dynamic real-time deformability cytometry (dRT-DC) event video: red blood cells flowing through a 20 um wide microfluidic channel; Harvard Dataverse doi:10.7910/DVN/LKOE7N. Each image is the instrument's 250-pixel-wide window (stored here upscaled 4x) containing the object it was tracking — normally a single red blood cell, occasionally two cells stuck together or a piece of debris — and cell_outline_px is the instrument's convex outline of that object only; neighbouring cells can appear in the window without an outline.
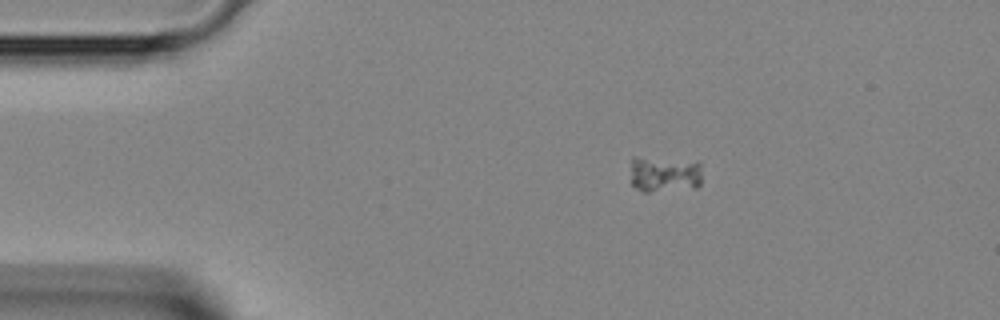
{"species": "Egyptian fruit bat (a non-hibernating species)", "species_latin": "Rousettus aegyptiacus", "temperature_condition": "room temperature", "stored_images_in_passage": 37, "camera_frame_rate_fps": 3000, "um_per_image_px": 0.085, "animal": {"sex": "female"}, "frame": {"image": 1, "passage_image": 1, "time_ms": 0.0, "image_size_px": [1000, 320], "cell_outline_px": [[700, 184], [696, 188], [648, 192], [644, 192], [636, 188], [632, 184], [632, 156], [636, 156], [696, 160], [700, 164]], "centroid_in_image_um": [56.5, 14.78], "position_along_channel_um": 28.5, "area_um2": 15.49}}
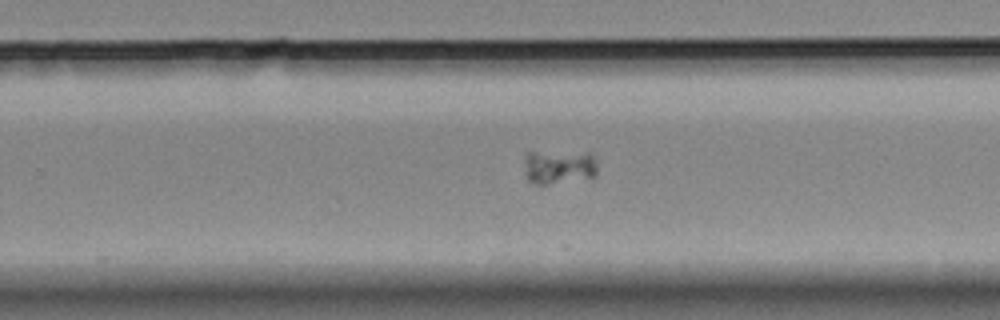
{"frame": {"image": 2, "passage_image": 21, "time_ms": 6.667, "image_size_px": [1000, 320], "cell_outline_px": [[596, 176], [544, 184], [536, 184], [528, 180], [524, 160], [524, 156], [528, 152], [592, 152], [596, 164]], "centroid_in_image_um": [47.51, 14.15], "position_along_channel_um": 282.3, "area_um2": 14.39}}
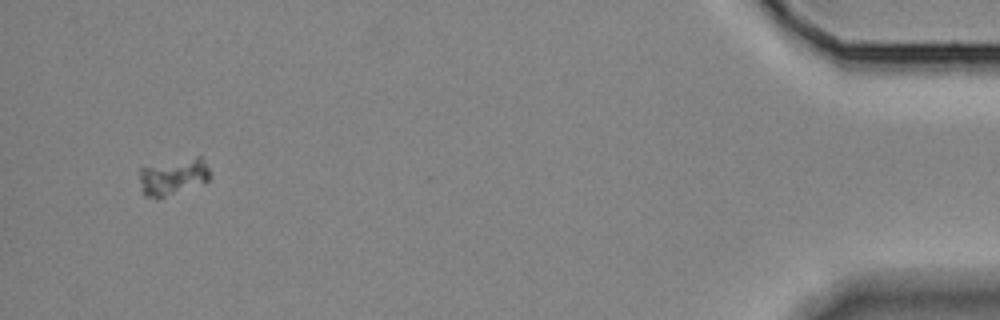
{"frame": {"image": 3, "passage_image": 35, "time_ms": 11.333, "image_size_px": [1000, 320], "cell_outline_px": [[212, 176], [208, 180], [156, 200], [144, 196], [140, 180], [140, 168], [196, 156], [200, 156], [204, 160]], "centroid_in_image_um": [14.72, 15.03], "position_along_channel_um": 420.5, "area_um2": 14.8}}